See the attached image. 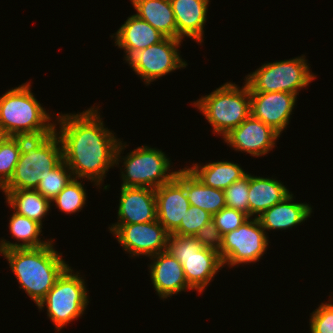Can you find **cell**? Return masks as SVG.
<instances>
[{"instance_id":"cell-2","label":"cell","mask_w":333,"mask_h":333,"mask_svg":"<svg viewBox=\"0 0 333 333\" xmlns=\"http://www.w3.org/2000/svg\"><path fill=\"white\" fill-rule=\"evenodd\" d=\"M53 240L37 248H16L2 251L9 267L20 284V289L36 306L46 297L57 279L69 267L53 246Z\"/></svg>"},{"instance_id":"cell-33","label":"cell","mask_w":333,"mask_h":333,"mask_svg":"<svg viewBox=\"0 0 333 333\" xmlns=\"http://www.w3.org/2000/svg\"><path fill=\"white\" fill-rule=\"evenodd\" d=\"M249 218L244 212L229 207H224L212 216L222 235L237 229Z\"/></svg>"},{"instance_id":"cell-31","label":"cell","mask_w":333,"mask_h":333,"mask_svg":"<svg viewBox=\"0 0 333 333\" xmlns=\"http://www.w3.org/2000/svg\"><path fill=\"white\" fill-rule=\"evenodd\" d=\"M212 215L202 208L190 205L188 211L181 219L180 226L172 233L179 236H192L195 234L210 220Z\"/></svg>"},{"instance_id":"cell-19","label":"cell","mask_w":333,"mask_h":333,"mask_svg":"<svg viewBox=\"0 0 333 333\" xmlns=\"http://www.w3.org/2000/svg\"><path fill=\"white\" fill-rule=\"evenodd\" d=\"M177 26V39L186 37L202 44L209 0H170Z\"/></svg>"},{"instance_id":"cell-11","label":"cell","mask_w":333,"mask_h":333,"mask_svg":"<svg viewBox=\"0 0 333 333\" xmlns=\"http://www.w3.org/2000/svg\"><path fill=\"white\" fill-rule=\"evenodd\" d=\"M180 39L165 38L160 43L132 54L126 62L146 85L160 79L174 70L187 66L181 58L179 46Z\"/></svg>"},{"instance_id":"cell-26","label":"cell","mask_w":333,"mask_h":333,"mask_svg":"<svg viewBox=\"0 0 333 333\" xmlns=\"http://www.w3.org/2000/svg\"><path fill=\"white\" fill-rule=\"evenodd\" d=\"M6 203L17 214L42 224V219L51 210V202L34 189L3 191Z\"/></svg>"},{"instance_id":"cell-34","label":"cell","mask_w":333,"mask_h":333,"mask_svg":"<svg viewBox=\"0 0 333 333\" xmlns=\"http://www.w3.org/2000/svg\"><path fill=\"white\" fill-rule=\"evenodd\" d=\"M204 248L220 253L223 235L211 219L194 236Z\"/></svg>"},{"instance_id":"cell-3","label":"cell","mask_w":333,"mask_h":333,"mask_svg":"<svg viewBox=\"0 0 333 333\" xmlns=\"http://www.w3.org/2000/svg\"><path fill=\"white\" fill-rule=\"evenodd\" d=\"M50 114L31 92L26 82L0 97V126L8 136L42 137L55 130Z\"/></svg>"},{"instance_id":"cell-25","label":"cell","mask_w":333,"mask_h":333,"mask_svg":"<svg viewBox=\"0 0 333 333\" xmlns=\"http://www.w3.org/2000/svg\"><path fill=\"white\" fill-rule=\"evenodd\" d=\"M9 220V231L18 241L12 243L6 241V239L0 240V253L5 250L16 249V248H37L46 246L52 240H41L39 237L42 232V225L37 221L29 219L26 216H22L13 212ZM22 241V243H20Z\"/></svg>"},{"instance_id":"cell-6","label":"cell","mask_w":333,"mask_h":333,"mask_svg":"<svg viewBox=\"0 0 333 333\" xmlns=\"http://www.w3.org/2000/svg\"><path fill=\"white\" fill-rule=\"evenodd\" d=\"M122 142L120 141L116 151V165L121 160L124 161V168H120L123 181L121 186L156 189L175 177L177 171L170 170L172 162L161 149L138 146L127 153L126 157H122V151L129 146Z\"/></svg>"},{"instance_id":"cell-29","label":"cell","mask_w":333,"mask_h":333,"mask_svg":"<svg viewBox=\"0 0 333 333\" xmlns=\"http://www.w3.org/2000/svg\"><path fill=\"white\" fill-rule=\"evenodd\" d=\"M21 150V137L8 136L0 145V189L11 179Z\"/></svg>"},{"instance_id":"cell-13","label":"cell","mask_w":333,"mask_h":333,"mask_svg":"<svg viewBox=\"0 0 333 333\" xmlns=\"http://www.w3.org/2000/svg\"><path fill=\"white\" fill-rule=\"evenodd\" d=\"M280 134L251 114L232 129L223 140L235 151L249 153L253 157L265 156L275 147Z\"/></svg>"},{"instance_id":"cell-32","label":"cell","mask_w":333,"mask_h":333,"mask_svg":"<svg viewBox=\"0 0 333 333\" xmlns=\"http://www.w3.org/2000/svg\"><path fill=\"white\" fill-rule=\"evenodd\" d=\"M328 300V303H321L310 315L309 321L311 333H333V304Z\"/></svg>"},{"instance_id":"cell-8","label":"cell","mask_w":333,"mask_h":333,"mask_svg":"<svg viewBox=\"0 0 333 333\" xmlns=\"http://www.w3.org/2000/svg\"><path fill=\"white\" fill-rule=\"evenodd\" d=\"M167 251L181 263L188 285L201 294L224 267L219 253L204 248L192 236L170 234Z\"/></svg>"},{"instance_id":"cell-5","label":"cell","mask_w":333,"mask_h":333,"mask_svg":"<svg viewBox=\"0 0 333 333\" xmlns=\"http://www.w3.org/2000/svg\"><path fill=\"white\" fill-rule=\"evenodd\" d=\"M193 105L210 123L212 132L223 138L251 114L249 87L246 83L238 87L235 83L227 82L194 101Z\"/></svg>"},{"instance_id":"cell-1","label":"cell","mask_w":333,"mask_h":333,"mask_svg":"<svg viewBox=\"0 0 333 333\" xmlns=\"http://www.w3.org/2000/svg\"><path fill=\"white\" fill-rule=\"evenodd\" d=\"M81 113L56 115L55 133L62 145L63 161L73 177L87 179L94 185L102 184L106 172L116 165V151L120 139L105 127L99 107Z\"/></svg>"},{"instance_id":"cell-28","label":"cell","mask_w":333,"mask_h":333,"mask_svg":"<svg viewBox=\"0 0 333 333\" xmlns=\"http://www.w3.org/2000/svg\"><path fill=\"white\" fill-rule=\"evenodd\" d=\"M73 178L72 171L62 160L43 177L35 190L51 202Z\"/></svg>"},{"instance_id":"cell-12","label":"cell","mask_w":333,"mask_h":333,"mask_svg":"<svg viewBox=\"0 0 333 333\" xmlns=\"http://www.w3.org/2000/svg\"><path fill=\"white\" fill-rule=\"evenodd\" d=\"M110 232L131 257H151L167 250L170 233L158 222L111 225Z\"/></svg>"},{"instance_id":"cell-21","label":"cell","mask_w":333,"mask_h":333,"mask_svg":"<svg viewBox=\"0 0 333 333\" xmlns=\"http://www.w3.org/2000/svg\"><path fill=\"white\" fill-rule=\"evenodd\" d=\"M291 193L283 201L264 211L258 220L265 230H286L303 223L311 216L312 208L307 203H294Z\"/></svg>"},{"instance_id":"cell-4","label":"cell","mask_w":333,"mask_h":333,"mask_svg":"<svg viewBox=\"0 0 333 333\" xmlns=\"http://www.w3.org/2000/svg\"><path fill=\"white\" fill-rule=\"evenodd\" d=\"M21 154L11 179L2 191L36 189L43 177L62 160V145L55 130L42 137H21Z\"/></svg>"},{"instance_id":"cell-14","label":"cell","mask_w":333,"mask_h":333,"mask_svg":"<svg viewBox=\"0 0 333 333\" xmlns=\"http://www.w3.org/2000/svg\"><path fill=\"white\" fill-rule=\"evenodd\" d=\"M297 95L288 92H250L251 115L280 135L287 128Z\"/></svg>"},{"instance_id":"cell-35","label":"cell","mask_w":333,"mask_h":333,"mask_svg":"<svg viewBox=\"0 0 333 333\" xmlns=\"http://www.w3.org/2000/svg\"><path fill=\"white\" fill-rule=\"evenodd\" d=\"M8 137L5 131L0 126V145L4 142V140Z\"/></svg>"},{"instance_id":"cell-30","label":"cell","mask_w":333,"mask_h":333,"mask_svg":"<svg viewBox=\"0 0 333 333\" xmlns=\"http://www.w3.org/2000/svg\"><path fill=\"white\" fill-rule=\"evenodd\" d=\"M249 174L232 183L224 190L226 207L244 212L249 216Z\"/></svg>"},{"instance_id":"cell-9","label":"cell","mask_w":333,"mask_h":333,"mask_svg":"<svg viewBox=\"0 0 333 333\" xmlns=\"http://www.w3.org/2000/svg\"><path fill=\"white\" fill-rule=\"evenodd\" d=\"M308 65L305 55L265 63L245 76L244 83L250 92H288L298 95L300 89L316 78Z\"/></svg>"},{"instance_id":"cell-7","label":"cell","mask_w":333,"mask_h":333,"mask_svg":"<svg viewBox=\"0 0 333 333\" xmlns=\"http://www.w3.org/2000/svg\"><path fill=\"white\" fill-rule=\"evenodd\" d=\"M68 267L37 305L39 310L47 308V316L59 333L67 323L82 316L89 303L85 281L80 273ZM75 273V274H74Z\"/></svg>"},{"instance_id":"cell-17","label":"cell","mask_w":333,"mask_h":333,"mask_svg":"<svg viewBox=\"0 0 333 333\" xmlns=\"http://www.w3.org/2000/svg\"><path fill=\"white\" fill-rule=\"evenodd\" d=\"M157 220L172 234L184 219L190 202L185 196L184 186L174 177L168 183L155 189Z\"/></svg>"},{"instance_id":"cell-10","label":"cell","mask_w":333,"mask_h":333,"mask_svg":"<svg viewBox=\"0 0 333 333\" xmlns=\"http://www.w3.org/2000/svg\"><path fill=\"white\" fill-rule=\"evenodd\" d=\"M268 236L258 218L250 217L237 229L223 235L219 256L223 266L235 267L259 261L268 247Z\"/></svg>"},{"instance_id":"cell-24","label":"cell","mask_w":333,"mask_h":333,"mask_svg":"<svg viewBox=\"0 0 333 333\" xmlns=\"http://www.w3.org/2000/svg\"><path fill=\"white\" fill-rule=\"evenodd\" d=\"M204 185L225 190L247 172L239 164L227 161L209 162L204 166L193 164L188 168Z\"/></svg>"},{"instance_id":"cell-16","label":"cell","mask_w":333,"mask_h":333,"mask_svg":"<svg viewBox=\"0 0 333 333\" xmlns=\"http://www.w3.org/2000/svg\"><path fill=\"white\" fill-rule=\"evenodd\" d=\"M150 278L161 299L193 290L187 283L181 263L167 250L149 257Z\"/></svg>"},{"instance_id":"cell-22","label":"cell","mask_w":333,"mask_h":333,"mask_svg":"<svg viewBox=\"0 0 333 333\" xmlns=\"http://www.w3.org/2000/svg\"><path fill=\"white\" fill-rule=\"evenodd\" d=\"M290 191L280 180L249 174V217L257 218L264 211L283 201Z\"/></svg>"},{"instance_id":"cell-27","label":"cell","mask_w":333,"mask_h":333,"mask_svg":"<svg viewBox=\"0 0 333 333\" xmlns=\"http://www.w3.org/2000/svg\"><path fill=\"white\" fill-rule=\"evenodd\" d=\"M73 178L68 185L51 201L61 212L73 214L79 212L86 204V190L83 180Z\"/></svg>"},{"instance_id":"cell-15","label":"cell","mask_w":333,"mask_h":333,"mask_svg":"<svg viewBox=\"0 0 333 333\" xmlns=\"http://www.w3.org/2000/svg\"><path fill=\"white\" fill-rule=\"evenodd\" d=\"M118 220L112 225L147 223L157 220L155 189L120 187Z\"/></svg>"},{"instance_id":"cell-18","label":"cell","mask_w":333,"mask_h":333,"mask_svg":"<svg viewBox=\"0 0 333 333\" xmlns=\"http://www.w3.org/2000/svg\"><path fill=\"white\" fill-rule=\"evenodd\" d=\"M110 37L115 38V46L124 49V60H127L135 52L160 43L166 38L148 22L140 19L135 14L129 16L117 32Z\"/></svg>"},{"instance_id":"cell-20","label":"cell","mask_w":333,"mask_h":333,"mask_svg":"<svg viewBox=\"0 0 333 333\" xmlns=\"http://www.w3.org/2000/svg\"><path fill=\"white\" fill-rule=\"evenodd\" d=\"M175 178L184 186L190 205L202 208L212 216L226 207L224 190L204 185L188 166L178 169Z\"/></svg>"},{"instance_id":"cell-23","label":"cell","mask_w":333,"mask_h":333,"mask_svg":"<svg viewBox=\"0 0 333 333\" xmlns=\"http://www.w3.org/2000/svg\"><path fill=\"white\" fill-rule=\"evenodd\" d=\"M140 19L166 38L177 39V26L170 0H130Z\"/></svg>"}]
</instances>
